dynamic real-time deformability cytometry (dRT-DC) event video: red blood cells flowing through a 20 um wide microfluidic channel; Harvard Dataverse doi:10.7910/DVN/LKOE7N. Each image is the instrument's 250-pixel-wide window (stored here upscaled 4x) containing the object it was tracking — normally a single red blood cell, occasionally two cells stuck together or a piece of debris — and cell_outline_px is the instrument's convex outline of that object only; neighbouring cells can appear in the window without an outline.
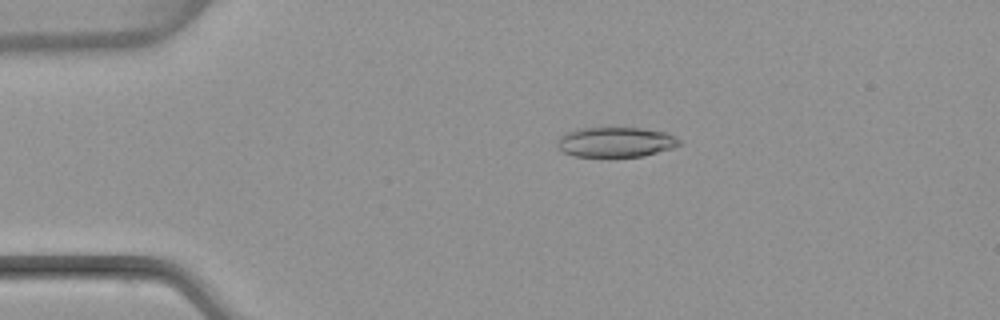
{"species": "common noctule bat (a hibernating species)", "species_latin": "Nyctalus noctula", "temperature_condition": "warm", "stored_images_in_passage": 51, "camera_frame_rate_fps": 3000, "um_per_image_px": 0.085, "animal": {"sex": "female", "body_mass_g": 22.7, "forearm_length_mm": 54.2}, "frame": {"image": 1, "passage_image": 10, "time_ms": 3.0, "image_size_px": [1000, 320], "cell_outline_px": [[684, 144], [672, 148], [644, 156], [608, 160], [572, 156], [564, 152], [556, 144], [556, 140], [564, 132], [580, 128], [640, 128], [668, 132], [676, 136]], "centroid_in_image_um": [52.33, 12.13], "position_along_channel_um": 32.7, "area_um2": 22.54}}
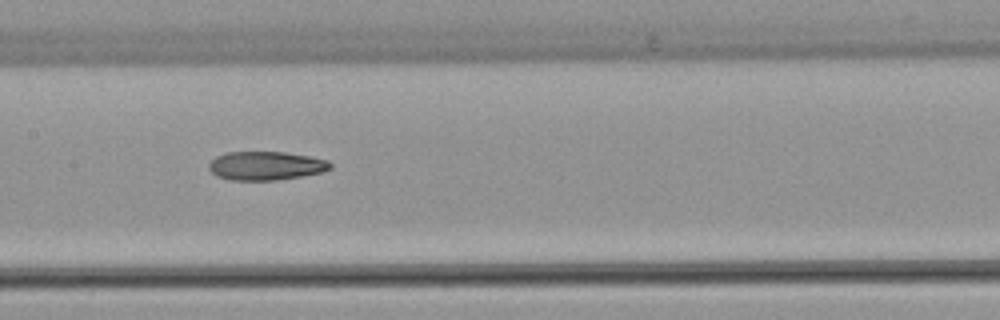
{"frame": {"image": 2, "passage_image": 25, "time_ms": 8.0, "image_size_px": [1000, 320], "cell_outline_px": [[332, 168], [324, 172], [276, 180], [228, 180], [216, 176], [208, 168], [208, 164], [216, 156], [224, 152], [284, 152], [308, 156], [328, 160], [332, 164]], "centroid_in_image_um": [22.58, 14.09], "position_along_channel_um": 184.8, "area_um2": 20.4}}
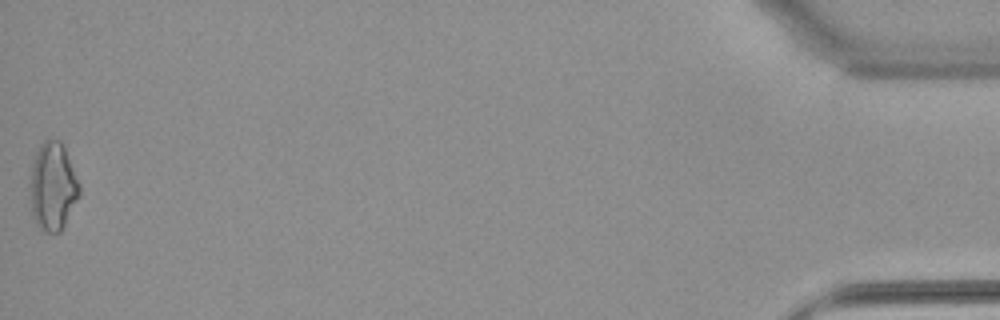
{"frame": {"image": 3, "passage_image": 51, "time_ms": 16.667, "image_size_px": [1000, 320], "cell_outline_px": [[80, 196], [60, 232], [44, 232], [36, 224], [32, 212], [28, 184], [32, 164], [36, 152], [40, 144], [44, 140], [60, 140], [64, 144], [80, 184]], "centroid_in_image_um": [4.48, 15.83], "position_along_channel_um": 430.7, "area_um2": 25.72}, "authors_computed_cell_mechanics": {"area_um2": 21.3282, "velocity_mm_per_s": 3.9793, "shape_relaxation_time_tau1_ms": null, "shape_relaxation_time_tau2_ms": 1.9708, "deformation_change_tau1": null, "deformation_change_tau2": 0.1003}}